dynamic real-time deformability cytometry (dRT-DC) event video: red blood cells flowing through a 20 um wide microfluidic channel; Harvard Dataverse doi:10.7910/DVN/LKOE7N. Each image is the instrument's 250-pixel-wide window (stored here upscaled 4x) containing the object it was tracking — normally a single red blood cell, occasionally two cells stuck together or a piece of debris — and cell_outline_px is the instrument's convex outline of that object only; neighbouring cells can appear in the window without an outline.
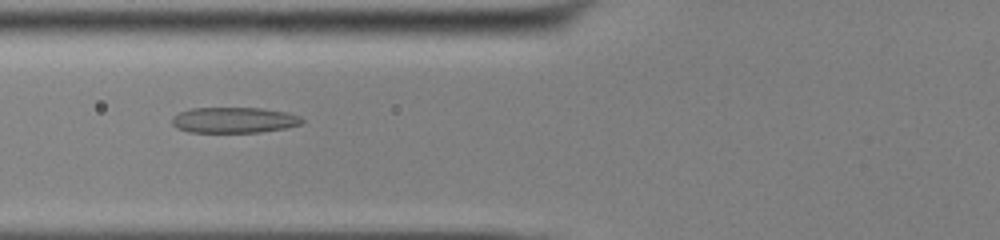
{"species": "common noctule bat (a hibernating species)", "species_latin": "Nyctalus noctula", "temperature_condition": "cold", "stored_images_in_passage": 37, "camera_frame_rate_fps": 3000, "um_per_image_px": 0.085, "animal": {"sex": "male", "body_mass_g": 13.0, "forearm_length_mm": 53.1}, "frame": {"image": 1, "passage_image": 6, "time_ms": 1.667, "image_size_px": [1000, 240], "cell_outline_px": [[304, 124], [288, 128], [260, 132], [188, 132], [176, 128], [172, 124], [172, 116], [180, 112], [192, 108], [260, 108], [288, 112], [300, 116], [304, 120]], "centroid_in_image_um": [19.93, 10.21], "position_along_channel_um": 105.9, "area_um2": 19.71}}
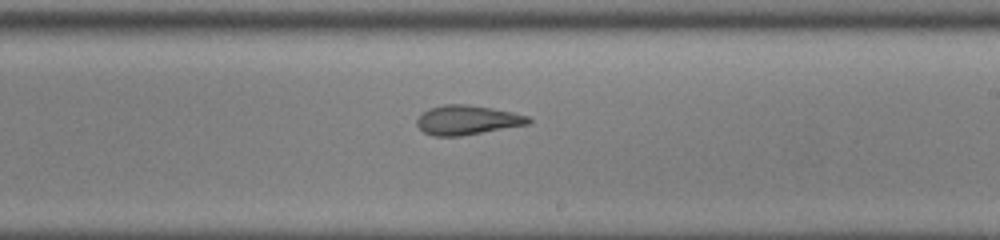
{"frame": {"image": 2, "passage_image": 17, "time_ms": 5.333, "image_size_px": [1000, 240], "cell_outline_px": [[532, 120], [528, 124], [460, 136], [436, 136], [424, 132], [416, 124], [416, 120], [428, 108], [444, 104], [464, 104], [512, 112], [528, 116]], "centroid_in_image_um": [39.69, 10.2], "position_along_channel_um": 249.3, "area_um2": 18.79}}
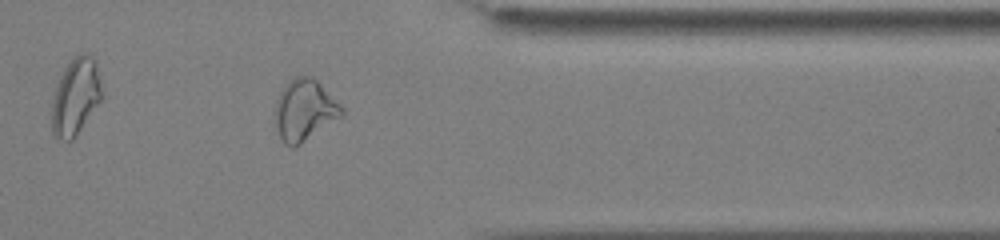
{"frame": {"image": 3, "passage_image": 28, "time_ms": 9.0, "image_size_px": [1000, 240], "cell_outline_px": [[344, 116], [300, 144], [292, 148], [284, 144], [276, 128], [276, 100], [280, 92], [288, 80], [296, 76], [312, 76], [344, 108]], "centroid_in_image_um": [25.9, 9.37], "position_along_channel_um": 385.5, "area_um2": 23.76}, "authors_computed_cell_mechanics": {"area_um2": 19.8254, "velocity_mm_per_s": 3.9133, "shape_relaxation_time_tau1_ms": 8.9291, "shape_relaxation_time_tau2_ms": 3.1498, "deformation_change_tau1": 0.2508, "deformation_change_tau2": 0.1194}}